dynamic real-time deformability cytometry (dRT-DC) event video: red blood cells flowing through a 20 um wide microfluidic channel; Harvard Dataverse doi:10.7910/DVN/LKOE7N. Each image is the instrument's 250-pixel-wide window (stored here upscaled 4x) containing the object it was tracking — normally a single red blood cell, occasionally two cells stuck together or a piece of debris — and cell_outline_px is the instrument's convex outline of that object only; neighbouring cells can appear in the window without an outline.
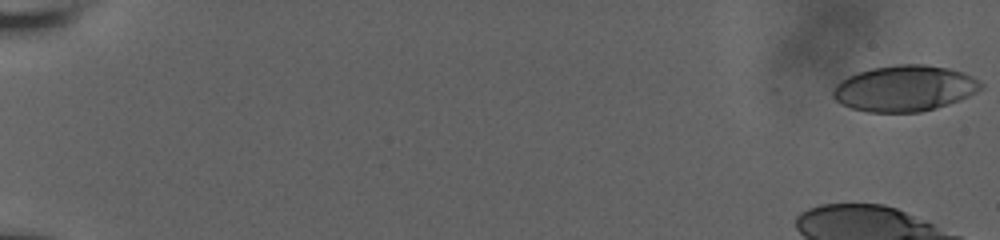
{"species": "human", "species_latin": "Homo sapiens", "temperature_condition": "room temperature", "stored_images_in_passage": 21, "camera_frame_rate_fps": 3000, "um_per_image_px": 0.085, "donor": {"sex": "male"}, "frame": {"image": 1, "passage_image": 1, "time_ms": 0.0, "image_size_px": [1000, 240], "cell_outline_px": [[984, 88], [960, 100], [936, 108], [920, 112], [868, 112], [852, 108], [840, 104], [832, 96], [832, 88], [840, 80], [856, 72], [872, 68], [896, 64], [924, 64], [948, 68], [964, 72], [980, 80], [984, 84]], "centroid_in_image_um": [76.89, 7.5], "position_along_channel_um": 8.1, "area_um2": 40.0}}